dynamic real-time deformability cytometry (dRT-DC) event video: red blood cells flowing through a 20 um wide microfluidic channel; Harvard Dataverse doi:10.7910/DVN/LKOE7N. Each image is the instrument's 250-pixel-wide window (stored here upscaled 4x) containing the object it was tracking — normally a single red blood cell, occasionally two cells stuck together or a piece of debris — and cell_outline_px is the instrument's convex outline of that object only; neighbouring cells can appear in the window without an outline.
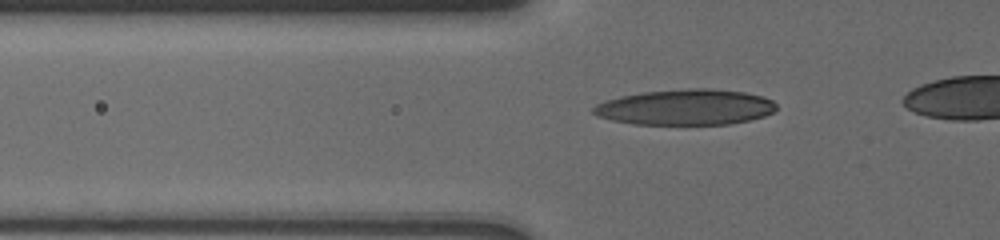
{"species": "human", "species_latin": "Homo sapiens", "temperature_condition": "cold", "stored_images_in_passage": 18, "camera_frame_rate_fps": 3000, "um_per_image_px": 0.085, "donor": {"sex": "male"}, "frame": {"image": 1, "passage_image": 2, "time_ms": 0.333, "image_size_px": [1000, 240], "cell_outline_px": [[776, 108], [772, 112], [764, 116], [748, 120], [728, 124], [632, 124], [612, 120], [596, 116], [592, 112], [592, 108], [596, 104], [620, 96], [644, 92], [688, 88], [708, 88], [744, 92], [760, 96], [772, 100], [776, 104]], "centroid_in_image_um": [58.25, 9.11], "position_along_channel_um": 67.6, "area_um2": 37.86}}
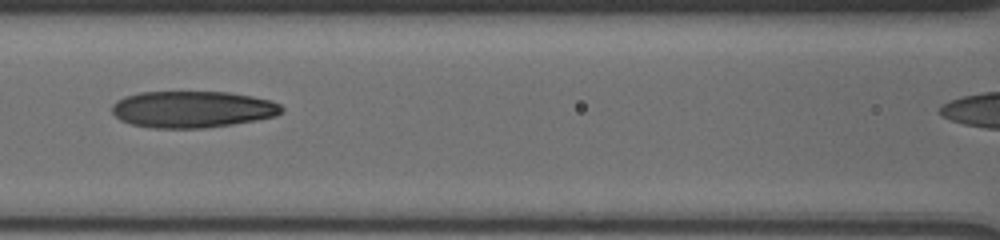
{"frame": {"image": 2, "passage_image": 13, "time_ms": 2.667, "image_size_px": [1000, 240], "cell_outline_px": [[284, 108], [276, 116], [256, 120], [232, 124], [204, 128], [152, 128], [132, 124], [120, 120], [112, 112], [112, 104], [116, 100], [124, 96], [140, 92], [228, 92], [252, 96], [268, 100], [280, 104]], "centroid_in_image_um": [16.33, 9.29], "position_along_channel_um": 150.3, "area_um2": 36.24}}
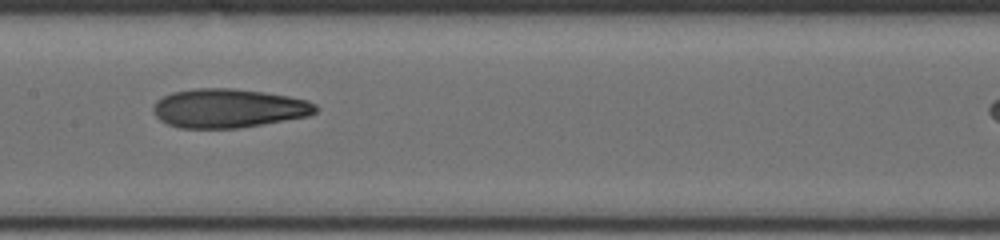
{"frame": {"image": 3, "passage_image": 17, "time_ms": 3.667, "image_size_px": [1000, 240], "cell_outline_px": [[320, 108], [316, 112], [308, 116], [240, 128], [180, 128], [168, 124], [160, 120], [156, 116], [152, 108], [156, 100], [172, 92], [192, 88], [232, 88], [264, 92], [288, 96], [308, 100], [316, 104]], "centroid_in_image_um": [19.43, 9.2], "position_along_channel_um": 188.0, "area_um2": 37.05}}